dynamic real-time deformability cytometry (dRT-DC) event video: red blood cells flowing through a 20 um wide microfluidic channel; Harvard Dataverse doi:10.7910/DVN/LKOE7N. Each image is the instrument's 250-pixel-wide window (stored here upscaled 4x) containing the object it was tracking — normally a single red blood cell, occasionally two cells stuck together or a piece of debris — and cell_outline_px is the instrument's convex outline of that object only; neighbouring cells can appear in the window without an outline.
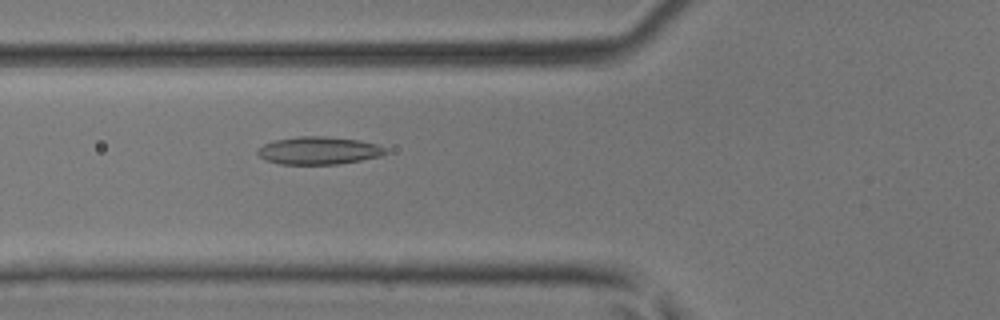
{"species": "common noctule bat (a hibernating species)", "species_latin": "Nyctalus noctula", "temperature_condition": "room temperature", "stored_images_in_passage": 5, "camera_frame_rate_fps": 3000, "um_per_image_px": 0.085, "animal": {"sex": "male", "body_mass_g": 17.9, "forearm_length_mm": 54.2}, "frame": {"image": 1, "passage_image": 5, "time_ms": 4.667, "image_size_px": [1000, 320], "cell_outline_px": [[388, 152], [380, 156], [360, 160], [336, 164], [280, 164], [264, 160], [256, 152], [256, 148], [264, 144], [276, 140], [300, 136], [324, 136], [360, 140], [376, 144], [388, 148]], "centroid_in_image_um": [27.08, 12.79], "position_along_channel_um": 98.7, "area_um2": 20.69}}